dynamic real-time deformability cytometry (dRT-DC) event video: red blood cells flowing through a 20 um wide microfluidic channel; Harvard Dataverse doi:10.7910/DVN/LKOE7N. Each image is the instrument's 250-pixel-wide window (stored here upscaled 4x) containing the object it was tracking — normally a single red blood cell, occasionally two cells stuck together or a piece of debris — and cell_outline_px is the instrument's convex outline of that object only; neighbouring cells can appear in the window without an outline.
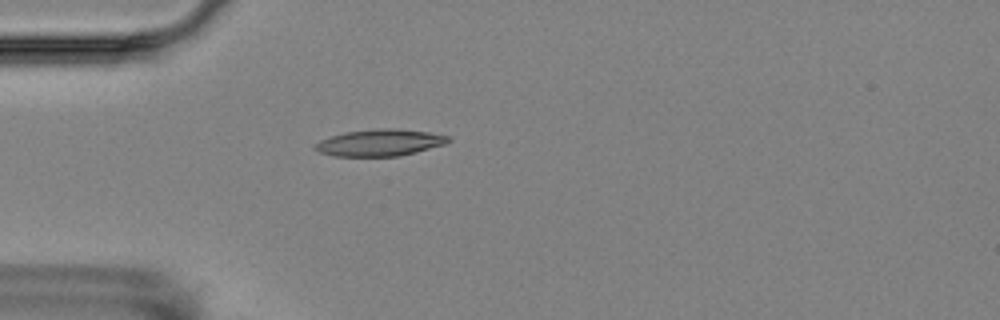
{"species": "Egyptian fruit bat (a non-hibernating species)", "species_latin": "Rousettus aegyptiacus", "temperature_condition": "room temperature", "stored_images_in_passage": 5, "camera_frame_rate_fps": 3000, "um_per_image_px": 0.085, "animal": {"sex": "female"}, "frame": {"image": 1, "passage_image": 5, "time_ms": 4.667, "image_size_px": [1000, 320], "cell_outline_px": [[452, 140], [444, 144], [416, 152], [400, 156], [332, 156], [320, 152], [312, 148], [320, 140], [344, 132], [376, 128], [400, 128], [428, 132], [448, 136]], "centroid_in_image_um": [32.28, 12.12], "position_along_channel_um": 52.7, "area_um2": 20.81}}